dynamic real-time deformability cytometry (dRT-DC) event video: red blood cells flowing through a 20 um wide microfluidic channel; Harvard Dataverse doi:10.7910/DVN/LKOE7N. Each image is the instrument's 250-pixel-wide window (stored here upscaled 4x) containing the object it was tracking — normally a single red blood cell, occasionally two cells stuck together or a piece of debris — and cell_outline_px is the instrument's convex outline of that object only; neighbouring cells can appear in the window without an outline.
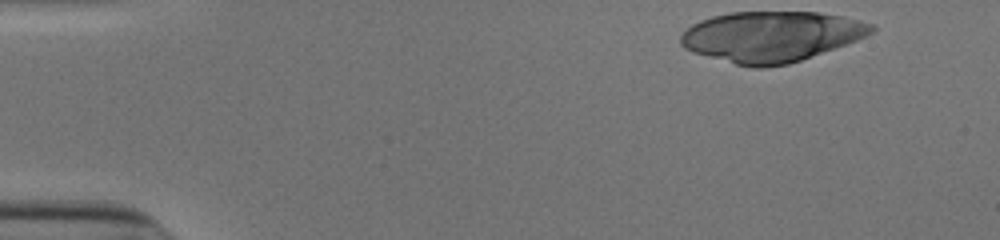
{"species": "human", "species_latin": "Homo sapiens", "temperature_condition": "cold", "stored_images_in_passage": 37, "camera_frame_rate_fps": 3000, "um_per_image_px": 0.085, "donor": {"sex": "male"}, "frame": {"image": 1, "passage_image": 1, "time_ms": 0.0, "image_size_px": [1000, 240], "cell_outline_px": [[876, 28], [872, 32], [856, 40], [800, 60], [788, 64], [764, 68], [752, 68], [736, 64], [692, 52], [684, 48], [680, 44], [680, 36], [692, 24], [700, 20], [712, 16], [728, 12], [816, 12], [844, 16], [872, 24]], "centroid_in_image_um": [65.51, 3.1], "position_along_channel_um": 19.5, "area_um2": 55.95}}